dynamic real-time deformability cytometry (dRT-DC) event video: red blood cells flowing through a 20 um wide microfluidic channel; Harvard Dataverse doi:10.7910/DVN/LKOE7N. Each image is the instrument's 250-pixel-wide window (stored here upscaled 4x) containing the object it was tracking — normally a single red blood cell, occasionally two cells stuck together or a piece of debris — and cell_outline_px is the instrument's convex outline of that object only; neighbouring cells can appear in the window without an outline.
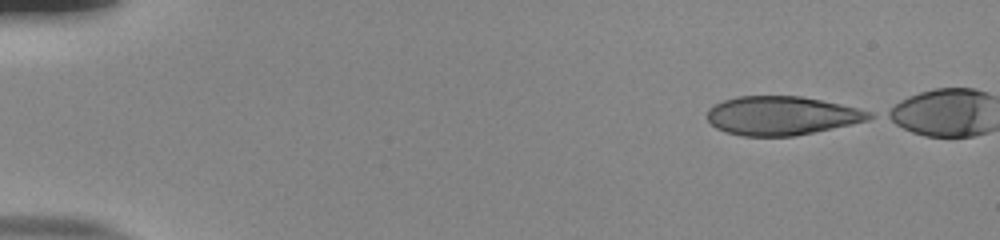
{"species": "human", "species_latin": "Homo sapiens", "temperature_condition": "room temperature", "stored_images_in_passage": 45, "camera_frame_rate_fps": 3000, "um_per_image_px": 0.085, "donor": {"sex": "male"}, "frame": {"image": 1, "passage_image": 1, "time_ms": 0.0, "image_size_px": [1000, 240], "cell_outline_px": [[876, 116], [868, 120], [852, 124], [796, 136], [744, 136], [724, 132], [716, 128], [708, 120], [708, 108], [724, 100], [736, 96], [800, 96], [840, 104], [872, 112]], "centroid_in_image_um": [66.44, 9.84], "position_along_channel_um": 18.6, "area_um2": 36.59}}
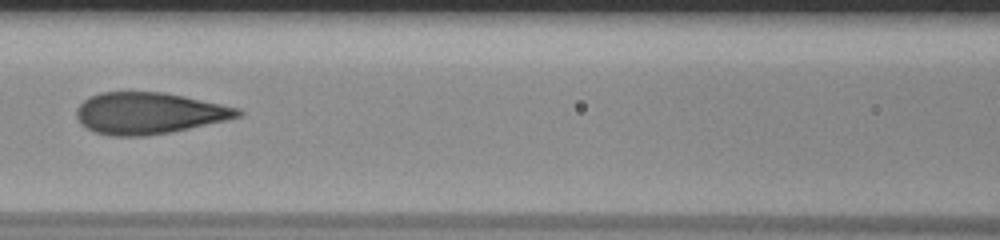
{"frame": {"image": 2, "passage_image": 21, "time_ms": 6.667, "image_size_px": [1000, 240], "cell_outline_px": [[244, 112], [240, 116], [228, 120], [172, 132], [144, 136], [112, 136], [96, 132], [80, 124], [76, 116], [76, 108], [84, 100], [100, 92], [160, 92], [240, 108]], "centroid_in_image_um": [12.65, 9.63], "position_along_channel_um": 154.0, "area_um2": 38.84}}
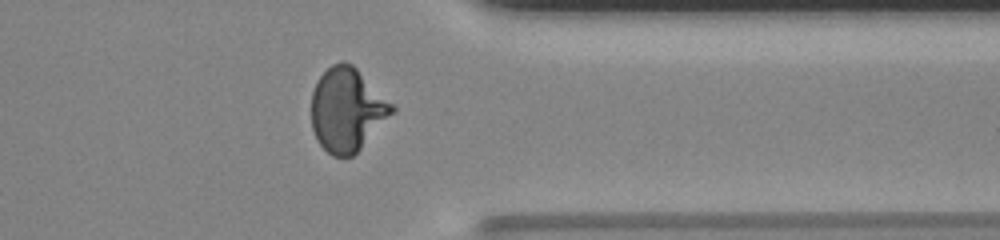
{"frame": {"image": 3, "passage_image": 39, "time_ms": 12.667, "image_size_px": [1000, 240], "cell_outline_px": [[396, 112], [352, 156], [332, 156], [316, 140], [312, 128], [312, 92], [320, 76], [332, 64], [340, 60], [344, 60], [352, 64], [396, 108]], "centroid_in_image_um": [29.5, 9.32], "position_along_channel_um": 381.9, "area_um2": 38.96}}